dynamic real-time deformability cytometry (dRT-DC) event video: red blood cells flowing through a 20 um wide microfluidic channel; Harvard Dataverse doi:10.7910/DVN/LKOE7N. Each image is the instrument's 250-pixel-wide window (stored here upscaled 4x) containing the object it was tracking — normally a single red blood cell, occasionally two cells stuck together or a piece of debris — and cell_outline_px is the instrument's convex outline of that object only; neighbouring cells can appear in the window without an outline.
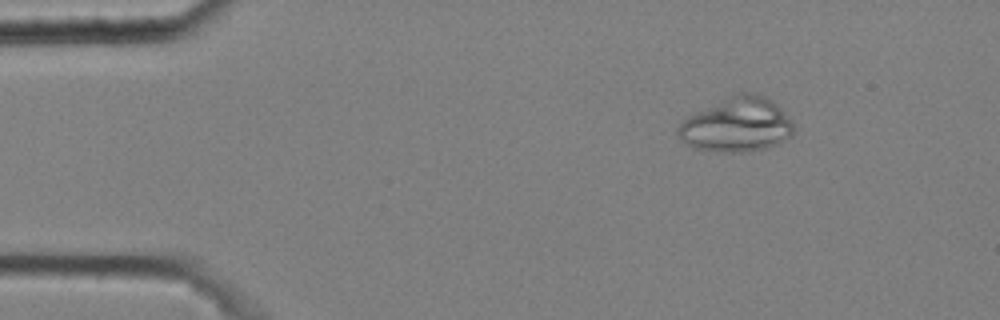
{"species": "common noctule bat (a hibernating species)", "species_latin": "Nyctalus noctula", "temperature_condition": "cold", "stored_images_in_passage": 51, "camera_frame_rate_fps": 3000, "um_per_image_px": 0.085, "animal": {"sex": "male", "body_mass_g": 20.4}, "frame": {"image": 1, "passage_image": 8, "time_ms": 2.333, "image_size_px": [1000, 320], "cell_outline_px": [[796, 128], [792, 136], [776, 144], [764, 148], [748, 152], [724, 152], [692, 148], [676, 132], [676, 128], [688, 116], [696, 112], [740, 92], [752, 92], [764, 96], [776, 104], [792, 120]], "centroid_in_image_um": [62.67, 10.62], "position_along_channel_um": 22.3, "area_um2": 36.3}}
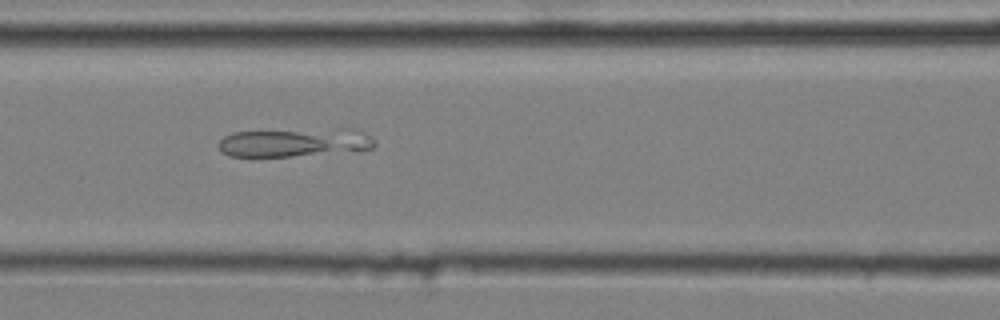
{"frame": {"image": 2, "passage_image": 24, "time_ms": 7.667, "image_size_px": [1000, 320], "cell_outline_px": [[376, 144], [372, 148], [292, 156], [228, 156], [220, 152], [216, 144], [224, 136], [232, 132], [336, 128], [356, 128], [364, 132], [376, 140]], "centroid_in_image_um": [25.0, 12.08], "position_along_channel_um": 141.6, "area_um2": 26.07}}
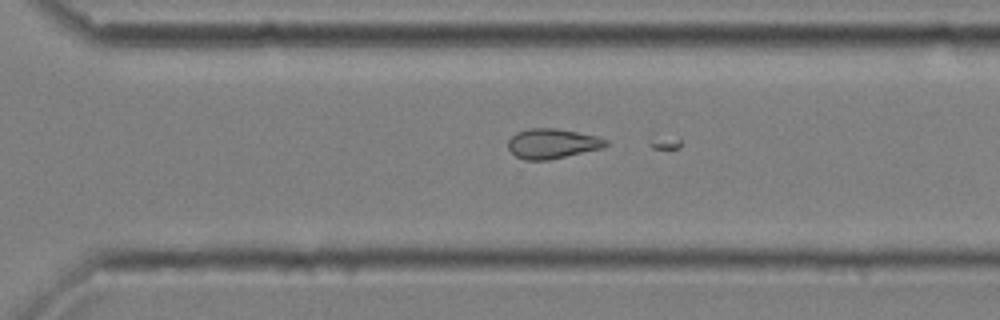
{"frame": {"image": 3, "passage_image": 39, "time_ms": 12.667, "image_size_px": [1000, 320], "cell_outline_px": [[608, 144], [604, 148], [548, 160], [524, 160], [516, 156], [508, 148], [508, 140], [516, 132], [528, 128], [556, 128], [596, 136], [608, 140]], "centroid_in_image_um": [46.94, 12.21], "position_along_channel_um": 323.7, "area_um2": 17.05}}